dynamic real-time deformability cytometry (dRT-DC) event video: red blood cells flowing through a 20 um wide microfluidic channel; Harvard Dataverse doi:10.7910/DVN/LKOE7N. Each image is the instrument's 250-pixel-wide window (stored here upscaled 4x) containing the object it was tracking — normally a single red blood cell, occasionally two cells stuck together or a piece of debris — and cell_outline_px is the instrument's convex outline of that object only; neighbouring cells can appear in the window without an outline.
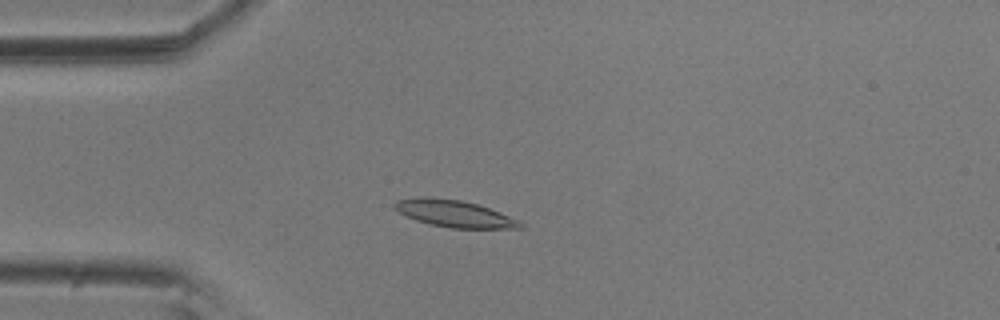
{"species": "common noctule bat (a hibernating species)", "species_latin": "Nyctalus noctula", "temperature_condition": "room temperature", "stored_images_in_passage": 53, "camera_frame_rate_fps": 3000, "um_per_image_px": 0.085, "animal": {"sex": "male", "body_mass_g": 20.5, "forearm_length_mm": 52.5}, "frame": {"image": 1, "passage_image": 12, "time_ms": 3.667, "image_size_px": [1000, 320], "cell_outline_px": [[524, 228], [452, 228], [428, 224], [416, 220], [392, 208], [392, 204], [396, 200], [424, 196], [428, 196], [460, 200], [476, 204], [500, 212], [520, 220], [524, 224]], "centroid_in_image_um": [38.61, 18.15], "position_along_channel_um": 46.4, "area_um2": 19.77}}
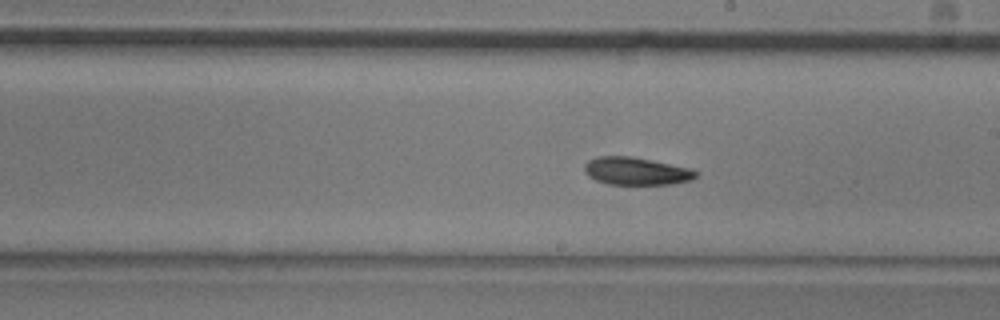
{"frame": {"image": 2, "passage_image": 29, "time_ms": 9.333, "image_size_px": [1000, 320], "cell_outline_px": [[696, 176], [692, 180], [672, 184], [608, 184], [596, 180], [588, 176], [584, 172], [584, 164], [588, 160], [596, 156], [628, 156], [688, 168], [696, 172]], "centroid_in_image_um": [54.0, 14.55], "position_along_channel_um": 235.0, "area_um2": 17.69}}
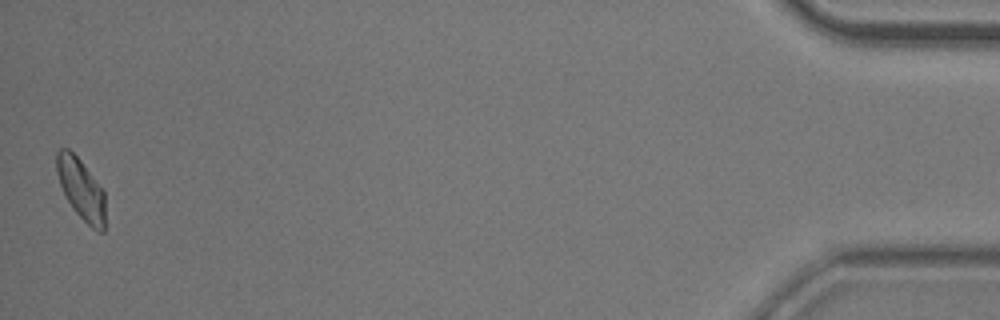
{"frame": {"image": 3, "passage_image": 53, "time_ms": 17.333, "image_size_px": [1000, 320], "cell_outline_px": [[104, 232], [96, 232], [72, 208], [60, 184], [56, 172], [56, 152], [60, 148], [68, 148], [80, 160], [104, 188]], "centroid_in_image_um": [6.9, 16.05], "position_along_channel_um": 428.3, "area_um2": 17.28}, "authors_computed_cell_mechanics": {"area_um2": 18.3804, "velocity_mm_per_s": 3.5896, "shape_relaxation_time_tau1_ms": 4.3263, "shape_relaxation_time_tau2_ms": 6.325, "deformation_change_tau1": 0.1181, "deformation_change_tau2": 0.0936}}